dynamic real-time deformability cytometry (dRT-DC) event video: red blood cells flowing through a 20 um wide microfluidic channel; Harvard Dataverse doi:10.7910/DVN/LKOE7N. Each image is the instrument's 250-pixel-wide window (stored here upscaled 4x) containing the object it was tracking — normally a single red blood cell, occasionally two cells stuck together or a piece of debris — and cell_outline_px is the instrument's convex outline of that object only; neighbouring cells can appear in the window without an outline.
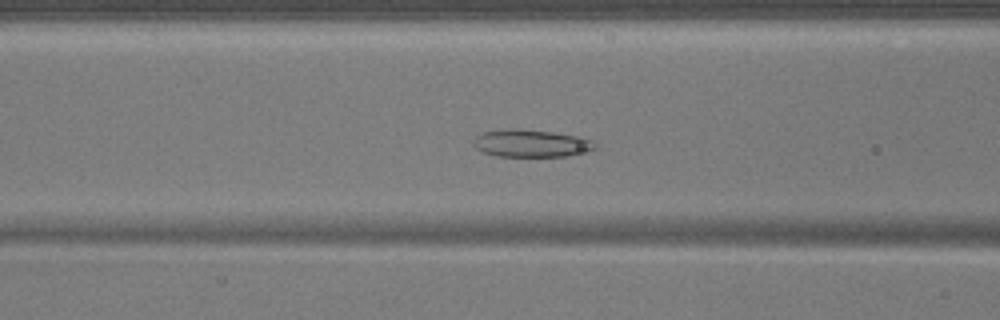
{"species": "common noctule bat (a hibernating species)", "species_latin": "Nyctalus noctula", "temperature_condition": "warm", "stored_images_in_passage": 51, "camera_frame_rate_fps": 3000, "um_per_image_px": 0.085, "animal": {"sex": "male", "body_mass_g": 17.9}, "frame": {"image": 1, "passage_image": 21, "time_ms": 6.667, "image_size_px": [1000, 320], "cell_outline_px": [[596, 148], [568, 156], [496, 156], [484, 152], [476, 148], [472, 144], [472, 140], [476, 136], [484, 132], [508, 128], [520, 128], [552, 132], [580, 136], [592, 140], [596, 144]], "centroid_in_image_um": [45.12, 12.17], "position_along_channel_um": 121.5, "area_um2": 19.54}}
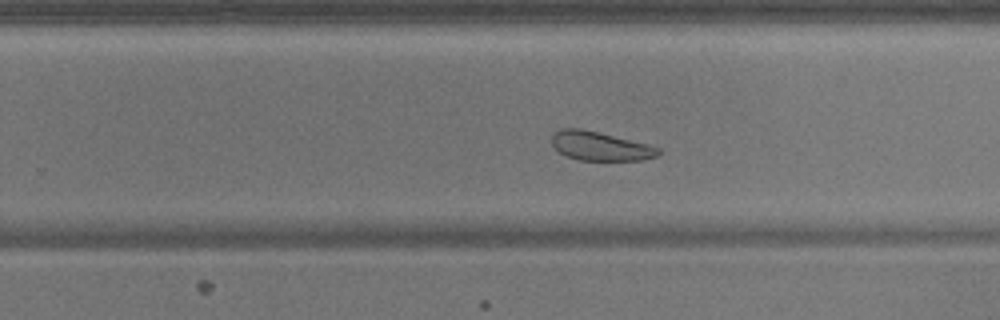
{"frame": {"image": 2, "passage_image": 33, "time_ms": 10.667, "image_size_px": [1000, 320], "cell_outline_px": [[664, 152], [656, 156], [640, 160], [580, 160], [568, 156], [560, 152], [552, 144], [552, 132], [560, 128], [580, 128], [648, 144], [660, 148]], "centroid_in_image_um": [51.02, 12.41], "position_along_channel_um": 278.8, "area_um2": 17.86}}
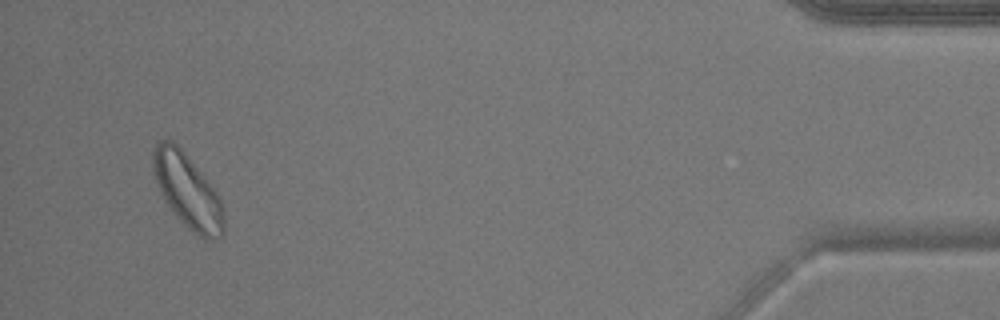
{"frame": {"image": 3, "passage_image": 49, "time_ms": 16.0, "image_size_px": [1000, 320], "cell_outline_px": [[224, 232], [216, 240], [204, 240], [192, 232], [176, 216], [164, 200], [160, 192], [152, 168], [152, 152], [156, 144], [160, 140], [172, 140], [184, 152], [204, 176], [220, 196], [224, 216]], "centroid_in_image_um": [15.94, 16.26], "position_along_channel_um": 419.3, "area_um2": 30.58}}